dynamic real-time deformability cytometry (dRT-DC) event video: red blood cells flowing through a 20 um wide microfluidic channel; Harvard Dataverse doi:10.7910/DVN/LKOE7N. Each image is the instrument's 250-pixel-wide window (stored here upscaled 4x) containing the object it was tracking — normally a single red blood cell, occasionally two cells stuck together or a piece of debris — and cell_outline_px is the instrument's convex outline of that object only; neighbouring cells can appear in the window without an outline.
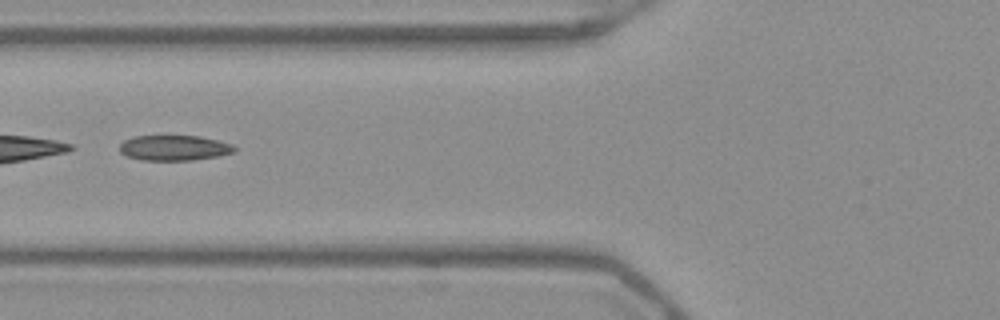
{"species": "Egyptian fruit bat (a non-hibernating species)", "species_latin": "Rousettus aegyptiacus", "temperature_condition": "warm", "stored_images_in_passage": 51, "segment_of_instrument_passage": [2, 2], "camera_frame_rate_fps": 3000, "um_per_image_px": 0.085, "frame": {"image": 1, "passage_image": 21, "time_ms": 6.667, "image_size_px": [1000, 320], "cell_outline_px": [[236, 152], [216, 156], [192, 160], [140, 160], [124, 156], [120, 152], [120, 144], [124, 140], [132, 136], [200, 136], [232, 144], [236, 148]], "centroid_in_image_um": [14.77, 12.57], "position_along_channel_um": 111.0, "area_um2": 16.99}}
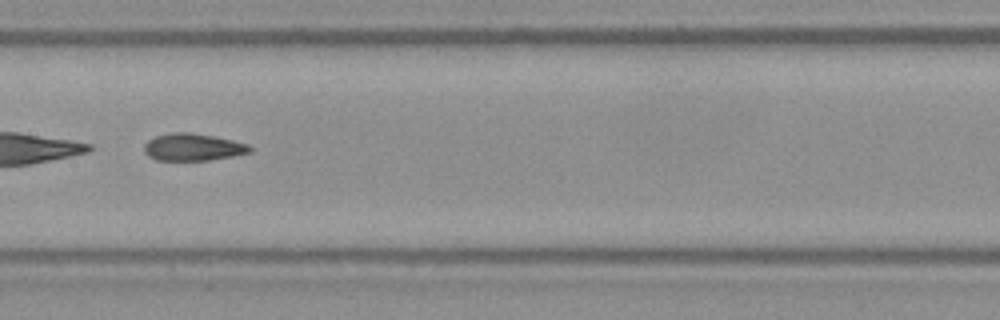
{"frame": {"image": 2, "passage_image": 27, "time_ms": 8.667, "image_size_px": [1000, 320], "cell_outline_px": [[252, 152], [232, 156], [208, 160], [156, 160], [148, 156], [144, 152], [144, 144], [148, 140], [156, 136], [172, 132], [188, 132], [216, 136], [248, 144], [252, 148]], "centroid_in_image_um": [16.39, 12.5], "position_along_channel_um": 191.0, "area_um2": 16.82}}
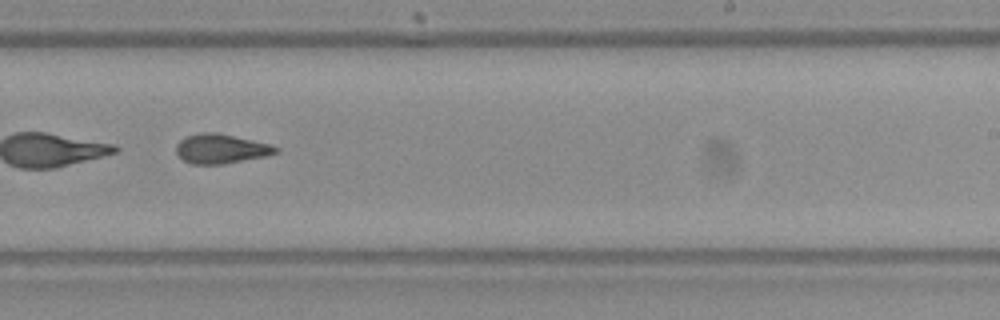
{"frame": {"image": 3, "passage_image": 33, "time_ms": 10.667, "image_size_px": [1000, 320], "cell_outline_px": [[280, 152], [268, 156], [224, 164], [192, 164], [184, 160], [176, 152], [176, 144], [180, 140], [188, 136], [200, 132], [216, 132], [252, 140], [268, 144], [280, 148]], "centroid_in_image_um": [18.81, 12.65], "position_along_channel_um": 270.2, "area_um2": 17.11}}